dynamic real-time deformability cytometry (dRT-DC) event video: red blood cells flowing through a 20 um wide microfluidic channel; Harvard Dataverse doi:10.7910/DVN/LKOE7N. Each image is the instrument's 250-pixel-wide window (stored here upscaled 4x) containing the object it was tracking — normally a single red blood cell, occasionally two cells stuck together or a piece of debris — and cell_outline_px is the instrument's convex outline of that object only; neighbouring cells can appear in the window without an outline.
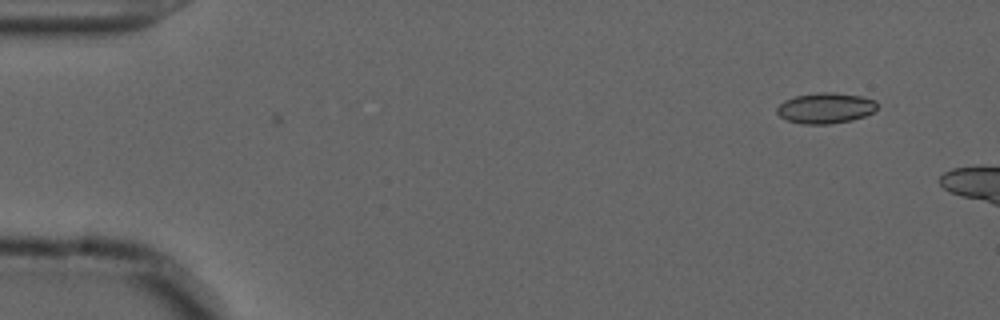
{"species": "common noctule bat (a hibernating species)", "species_latin": "Nyctalus noctula", "temperature_condition": "cold", "stored_images_in_passage": 2, "camera_frame_rate_fps": 3000, "um_per_image_px": 0.085, "animal": {"sex": "male", "forearm_length_mm": 52.5}, "frame": {"image": 1, "passage_image": 2, "time_ms": 0.333, "image_size_px": [1000, 320], "cell_outline_px": [[876, 108], [872, 112], [864, 116], [852, 120], [828, 124], [804, 124], [788, 120], [780, 116], [776, 112], [776, 108], [784, 100], [796, 96], [816, 92], [836, 92], [860, 96], [876, 100]], "centroid_in_image_um": [70.15, 9.18], "position_along_channel_um": 14.8, "area_um2": 17.86}}